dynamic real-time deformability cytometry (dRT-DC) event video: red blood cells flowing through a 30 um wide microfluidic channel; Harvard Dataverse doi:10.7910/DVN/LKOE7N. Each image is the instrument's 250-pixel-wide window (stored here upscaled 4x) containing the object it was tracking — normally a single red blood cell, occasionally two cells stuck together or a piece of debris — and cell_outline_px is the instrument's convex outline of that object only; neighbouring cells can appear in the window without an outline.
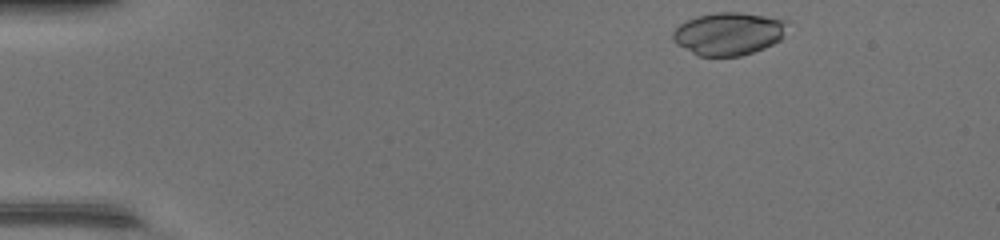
{"species": "common noctule bat (a hibernating species)", "species_latin": "Nyctalus noctula", "temperature_condition": "warm", "stored_images_in_passage": 42, "camera_frame_rate_fps": 3000, "um_per_image_px": 0.085, "animal": {"sex": "female", "body_mass_g": 17.0, "forearm_length_mm": 48.0}, "frame": {"image": 1, "passage_image": 1, "time_ms": 0.0, "image_size_px": [1000, 240], "cell_outline_px": [[788, 20], [784, 36], [780, 40], [764, 48], [740, 56], [700, 56], [676, 44], [672, 40], [672, 32], [680, 24], [696, 16], [716, 12], [740, 12]], "centroid_in_image_um": [61.93, 2.86], "position_along_channel_um": 23.1, "area_um2": 28.5}}
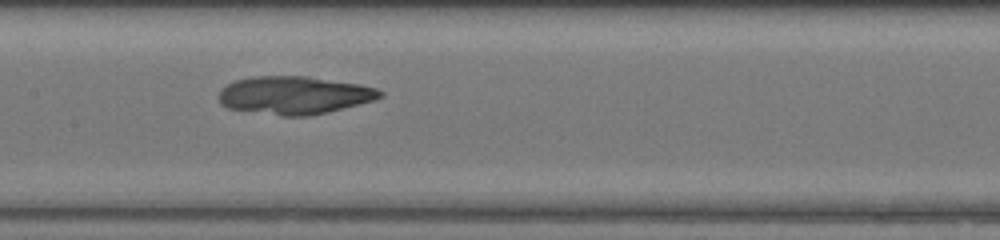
{"frame": {"image": 2, "passage_image": 19, "time_ms": 6.0, "image_size_px": [1000, 240], "cell_outline_px": [[384, 96], [372, 100], [328, 112], [308, 116], [284, 116], [228, 108], [220, 104], [220, 92], [228, 84], [236, 80], [252, 76], [308, 76], [360, 84], [376, 88], [384, 92]], "centroid_in_image_um": [25.03, 8.08], "position_along_channel_um": 182.4, "area_um2": 35.43}}
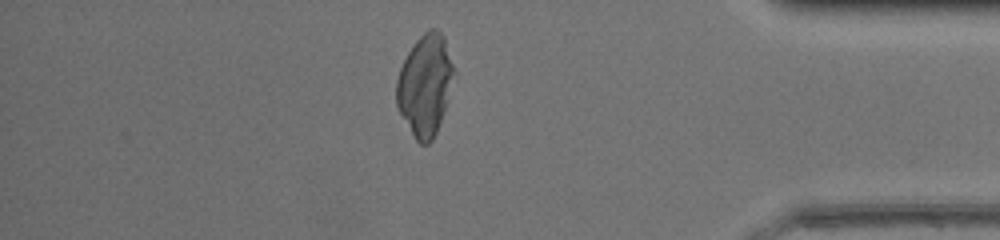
{"frame": {"image": 3, "passage_image": 36, "time_ms": 11.667, "image_size_px": [1000, 240], "cell_outline_px": [[456, 76], [436, 132], [432, 140], [428, 144], [420, 144], [416, 140], [396, 108], [396, 80], [400, 68], [408, 52], [416, 40], [428, 28], [436, 28], [444, 36], [456, 72]], "centroid_in_image_um": [36.14, 7.21], "position_along_channel_um": 399.1, "area_um2": 34.04}}